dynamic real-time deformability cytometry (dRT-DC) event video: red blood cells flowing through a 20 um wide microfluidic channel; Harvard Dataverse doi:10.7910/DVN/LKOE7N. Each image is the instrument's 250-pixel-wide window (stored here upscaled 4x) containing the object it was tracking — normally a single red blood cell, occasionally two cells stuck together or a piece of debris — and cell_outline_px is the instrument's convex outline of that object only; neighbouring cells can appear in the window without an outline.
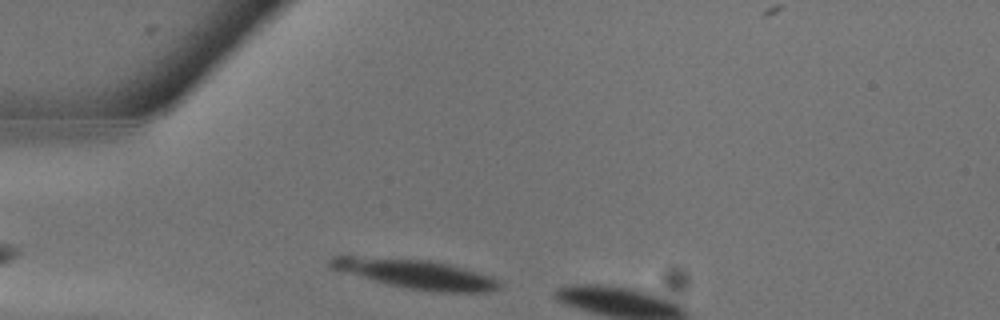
{"species": "common noctule bat (a hibernating species)", "species_latin": "Nyctalus noctula", "temperature_condition": "warm", "stored_images_in_passage": 4, "camera_frame_rate_fps": 3000, "um_per_image_px": 0.085, "animal": {"sex": "male", "body_mass_g": 13.3}, "frame": {"image": 1, "passage_image": 1, "time_ms": 0.0, "image_size_px": [1000, 320], "cell_outline_px": [[500, 288], [488, 292], [440, 292], [408, 288], [388, 284], [372, 280], [328, 268], [328, 260], [332, 256], [352, 256], [428, 260], [448, 264], [464, 268], [492, 276], [500, 280]], "centroid_in_image_um": [35.34, 23.29], "position_along_channel_um": 49.7, "area_um2": 28.67}}